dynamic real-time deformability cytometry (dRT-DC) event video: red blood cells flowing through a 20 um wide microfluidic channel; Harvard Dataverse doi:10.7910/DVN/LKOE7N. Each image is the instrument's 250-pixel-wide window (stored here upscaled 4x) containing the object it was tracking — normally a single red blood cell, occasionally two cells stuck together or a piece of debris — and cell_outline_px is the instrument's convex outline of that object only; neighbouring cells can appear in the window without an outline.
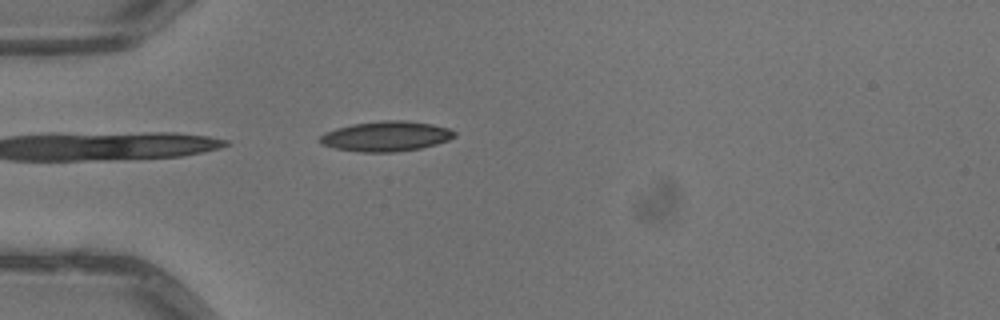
{"species": "common noctule bat (a hibernating species)", "species_latin": "Nyctalus noctula", "temperature_condition": "warm", "stored_images_in_passage": 5, "camera_frame_rate_fps": 3000, "um_per_image_px": 0.085, "animal": {"sex": "male", "body_mass_g": 13.3}, "frame": {"image": 1, "passage_image": 5, "time_ms": 1.333, "image_size_px": [1000, 320], "cell_outline_px": [[456, 136], [448, 140], [436, 144], [420, 148], [396, 152], [360, 152], [332, 148], [320, 144], [320, 136], [324, 132], [336, 128], [352, 124], [380, 120], [404, 120], [432, 124], [448, 128], [456, 132]], "centroid_in_image_um": [32.79, 11.58], "position_along_channel_um": 52.2, "area_um2": 23.76}}